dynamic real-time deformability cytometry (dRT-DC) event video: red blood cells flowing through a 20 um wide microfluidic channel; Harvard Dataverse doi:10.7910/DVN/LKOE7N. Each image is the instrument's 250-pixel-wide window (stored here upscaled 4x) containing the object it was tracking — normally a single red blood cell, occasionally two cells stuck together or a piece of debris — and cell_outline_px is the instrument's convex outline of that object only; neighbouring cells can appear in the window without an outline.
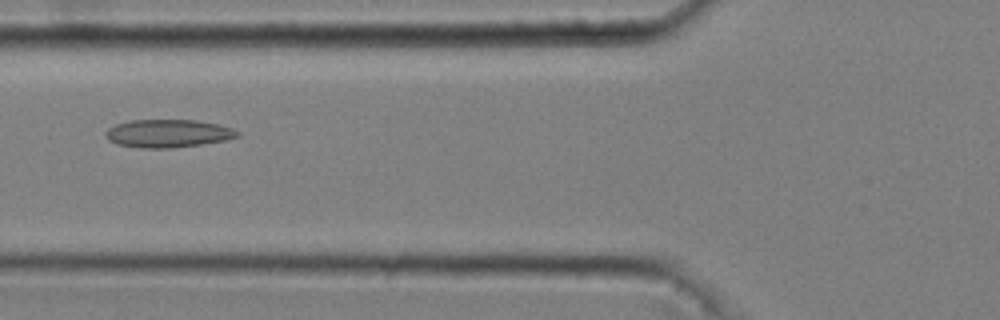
{"species": "common noctule bat (a hibernating species)", "species_latin": "Nyctalus noctula", "temperature_condition": "cold", "stored_images_in_passage": 47, "camera_frame_rate_fps": 3000, "um_per_image_px": 0.085, "animal": {"sex": "male", "body_mass_g": 20.4}, "frame": {"image": 1, "passage_image": 20, "time_ms": 6.333, "image_size_px": [1000, 320], "cell_outline_px": [[240, 136], [224, 140], [200, 144], [168, 148], [140, 148], [116, 144], [108, 140], [104, 132], [108, 128], [116, 124], [128, 120], [196, 120], [216, 124], [232, 128], [240, 132]], "centroid_in_image_um": [14.24, 11.34], "position_along_channel_um": 111.6, "area_um2": 21.44}}
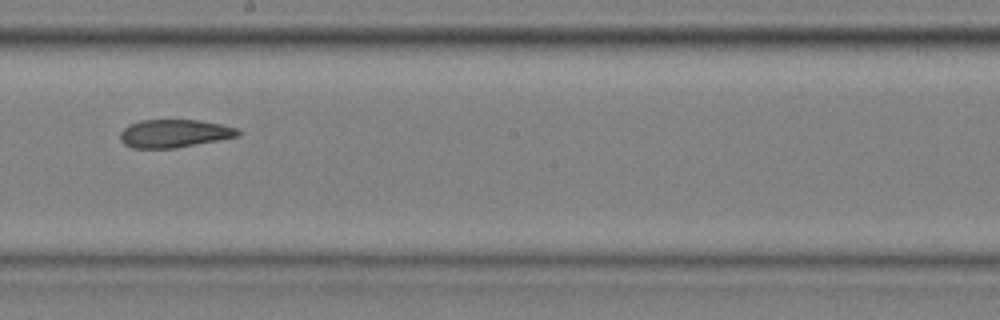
{"frame": {"image": 2, "passage_image": 30, "time_ms": 9.667, "image_size_px": [1000, 320], "cell_outline_px": [[240, 136], [172, 148], [132, 148], [124, 144], [120, 140], [120, 132], [128, 124], [140, 120], [200, 120], [220, 124], [236, 128], [240, 132]], "centroid_in_image_um": [14.77, 11.34], "position_along_channel_um": 233.4, "area_um2": 19.13}}
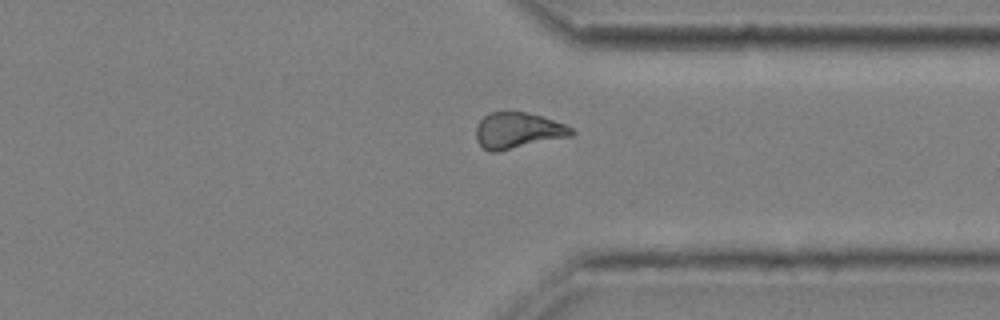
{"frame": {"image": 3, "passage_image": 41, "time_ms": 13.333, "image_size_px": [1000, 320], "cell_outline_px": [[576, 132], [572, 136], [496, 152], [488, 152], [476, 140], [476, 128], [480, 120], [488, 112], [524, 112], [540, 116], [564, 124], [572, 128]], "centroid_in_image_um": [44.01, 11.1], "position_along_channel_um": 367.4, "area_um2": 19.94}, "authors_computed_cell_mechanics": {"area_um2": 20.4034, "velocity_mm_per_s": 3.6588, "shape_relaxation_time_tau1_ms": null, "shape_relaxation_time_tau2_ms": 3.2737, "deformation_change_tau1": null, "deformation_change_tau2": 0.0985}}